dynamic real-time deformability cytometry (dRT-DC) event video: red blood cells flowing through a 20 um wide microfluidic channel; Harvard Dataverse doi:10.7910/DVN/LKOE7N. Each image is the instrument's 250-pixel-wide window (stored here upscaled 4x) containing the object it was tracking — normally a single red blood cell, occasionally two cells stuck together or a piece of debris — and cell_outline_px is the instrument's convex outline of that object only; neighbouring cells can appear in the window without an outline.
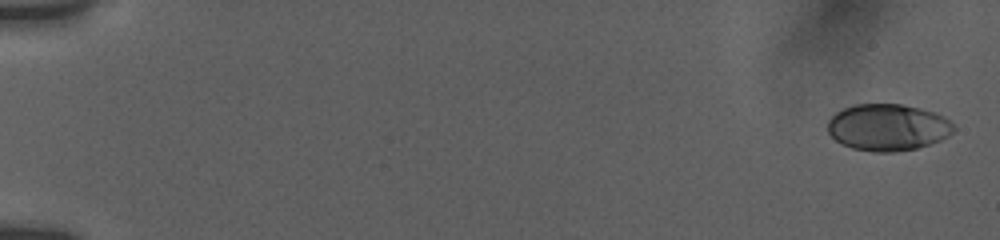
{"species": "human", "species_latin": "Homo sapiens", "temperature_condition": "room temperature", "stored_images_in_passage": 65, "camera_frame_rate_fps": 3000, "um_per_image_px": 0.085, "donor": {"sex": "female"}, "frame": {"image": 1, "passage_image": 2, "time_ms": 0.333, "image_size_px": [1000, 240], "cell_outline_px": [[956, 128], [948, 136], [940, 140], [916, 148], [896, 152], [872, 152], [852, 148], [840, 144], [828, 132], [828, 120], [836, 112], [844, 108], [856, 104], [900, 104], [920, 108], [936, 112], [944, 116]], "centroid_in_image_um": [75.45, 10.82], "position_along_channel_um": 9.5, "area_um2": 34.39}}
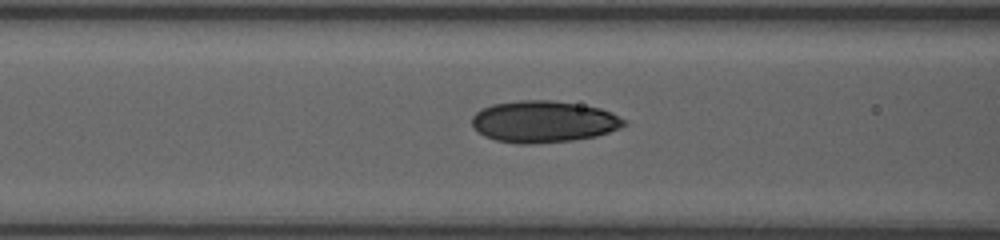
{"frame": {"image": 2, "passage_image": 40, "time_ms": 8.0, "image_size_px": [1000, 240], "cell_outline_px": [[628, 124], [620, 128], [596, 136], [572, 140], [532, 144], [520, 144], [496, 140], [484, 136], [472, 124], [472, 116], [480, 108], [492, 104], [520, 100], [552, 100], [600, 108], [612, 112], [624, 120]], "centroid_in_image_um": [46.19, 10.33], "position_along_channel_um": 120.4, "area_um2": 36.88}}
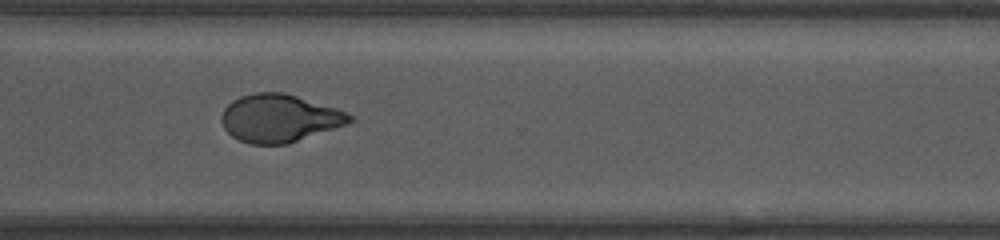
{"frame": {"image": 3, "passage_image": 64, "time_ms": 14.0, "image_size_px": [1000, 240], "cell_outline_px": [[356, 120], [348, 124], [288, 144], [248, 144], [232, 136], [224, 128], [220, 120], [220, 116], [224, 108], [232, 100], [240, 96], [256, 92], [284, 92], [336, 108], [352, 116]], "centroid_in_image_um": [23.73, 10.05], "position_along_channel_um": 346.9, "area_um2": 35.84}}